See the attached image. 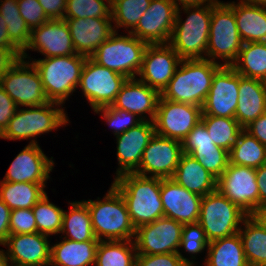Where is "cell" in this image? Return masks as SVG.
Listing matches in <instances>:
<instances>
[{"mask_svg":"<svg viewBox=\"0 0 266 266\" xmlns=\"http://www.w3.org/2000/svg\"><path fill=\"white\" fill-rule=\"evenodd\" d=\"M112 185L124 198L135 229L164 216L160 178L124 173L115 177Z\"/></svg>","mask_w":266,"mask_h":266,"instance_id":"6da1fadb","label":"cell"},{"mask_svg":"<svg viewBox=\"0 0 266 266\" xmlns=\"http://www.w3.org/2000/svg\"><path fill=\"white\" fill-rule=\"evenodd\" d=\"M218 1L213 0L204 5L184 6L177 9L168 44L182 60L206 59L212 9ZM181 8L188 15L184 21L180 17Z\"/></svg>","mask_w":266,"mask_h":266,"instance_id":"7a4b0ae2","label":"cell"},{"mask_svg":"<svg viewBox=\"0 0 266 266\" xmlns=\"http://www.w3.org/2000/svg\"><path fill=\"white\" fill-rule=\"evenodd\" d=\"M221 66L208 59L182 60L161 96L172 102L202 107L213 76Z\"/></svg>","mask_w":266,"mask_h":266,"instance_id":"3957f363","label":"cell"},{"mask_svg":"<svg viewBox=\"0 0 266 266\" xmlns=\"http://www.w3.org/2000/svg\"><path fill=\"white\" fill-rule=\"evenodd\" d=\"M91 215L92 228L99 241L134 240L133 226L126 202L113 186L101 200H83Z\"/></svg>","mask_w":266,"mask_h":266,"instance_id":"277c9868","label":"cell"},{"mask_svg":"<svg viewBox=\"0 0 266 266\" xmlns=\"http://www.w3.org/2000/svg\"><path fill=\"white\" fill-rule=\"evenodd\" d=\"M86 58L83 55L74 54L32 61L40 74L47 99L50 102L62 105L71 93L75 92Z\"/></svg>","mask_w":266,"mask_h":266,"instance_id":"5b68a950","label":"cell"},{"mask_svg":"<svg viewBox=\"0 0 266 266\" xmlns=\"http://www.w3.org/2000/svg\"><path fill=\"white\" fill-rule=\"evenodd\" d=\"M60 106L63 107L59 103L49 101L27 109L18 108L0 138L13 141L32 138L30 144H38L35 140L38 135L68 125L69 118L65 109Z\"/></svg>","mask_w":266,"mask_h":266,"instance_id":"8992f818","label":"cell"},{"mask_svg":"<svg viewBox=\"0 0 266 266\" xmlns=\"http://www.w3.org/2000/svg\"><path fill=\"white\" fill-rule=\"evenodd\" d=\"M243 41L238 32L233 2L218 1L212 9L206 59L231 66L238 58ZM221 58L225 63L217 62Z\"/></svg>","mask_w":266,"mask_h":266,"instance_id":"52a82bcc","label":"cell"},{"mask_svg":"<svg viewBox=\"0 0 266 266\" xmlns=\"http://www.w3.org/2000/svg\"><path fill=\"white\" fill-rule=\"evenodd\" d=\"M116 30L90 57L98 65L113 70L128 79L138 75L147 43L128 32L119 35Z\"/></svg>","mask_w":266,"mask_h":266,"instance_id":"ba28073f","label":"cell"},{"mask_svg":"<svg viewBox=\"0 0 266 266\" xmlns=\"http://www.w3.org/2000/svg\"><path fill=\"white\" fill-rule=\"evenodd\" d=\"M249 215L218 190L202 197L198 223L209 242L238 233Z\"/></svg>","mask_w":266,"mask_h":266,"instance_id":"9c48e42d","label":"cell"},{"mask_svg":"<svg viewBox=\"0 0 266 266\" xmlns=\"http://www.w3.org/2000/svg\"><path fill=\"white\" fill-rule=\"evenodd\" d=\"M19 58L2 76L0 86L16 103L17 107H32L49 102L40 74L34 64ZM31 62V63H30Z\"/></svg>","mask_w":266,"mask_h":266,"instance_id":"30bf717a","label":"cell"},{"mask_svg":"<svg viewBox=\"0 0 266 266\" xmlns=\"http://www.w3.org/2000/svg\"><path fill=\"white\" fill-rule=\"evenodd\" d=\"M217 190L248 215L259 213V189L255 168L228 164L217 179Z\"/></svg>","mask_w":266,"mask_h":266,"instance_id":"8fae6325","label":"cell"},{"mask_svg":"<svg viewBox=\"0 0 266 266\" xmlns=\"http://www.w3.org/2000/svg\"><path fill=\"white\" fill-rule=\"evenodd\" d=\"M128 78L86 58L79 81L80 90L93 110L112 105Z\"/></svg>","mask_w":266,"mask_h":266,"instance_id":"7c38bea8","label":"cell"},{"mask_svg":"<svg viewBox=\"0 0 266 266\" xmlns=\"http://www.w3.org/2000/svg\"><path fill=\"white\" fill-rule=\"evenodd\" d=\"M202 107L172 102L161 95L154 119L155 133L182 142L201 121Z\"/></svg>","mask_w":266,"mask_h":266,"instance_id":"4fadbf2b","label":"cell"},{"mask_svg":"<svg viewBox=\"0 0 266 266\" xmlns=\"http://www.w3.org/2000/svg\"><path fill=\"white\" fill-rule=\"evenodd\" d=\"M183 224L168 217H160L135 229L137 255L178 253Z\"/></svg>","mask_w":266,"mask_h":266,"instance_id":"5bb4252c","label":"cell"},{"mask_svg":"<svg viewBox=\"0 0 266 266\" xmlns=\"http://www.w3.org/2000/svg\"><path fill=\"white\" fill-rule=\"evenodd\" d=\"M182 154L180 141L155 133L143 151L140 166L133 173L144 177L172 178Z\"/></svg>","mask_w":266,"mask_h":266,"instance_id":"9a60e30c","label":"cell"},{"mask_svg":"<svg viewBox=\"0 0 266 266\" xmlns=\"http://www.w3.org/2000/svg\"><path fill=\"white\" fill-rule=\"evenodd\" d=\"M239 98V73L222 65L214 74L202 115L235 118Z\"/></svg>","mask_w":266,"mask_h":266,"instance_id":"2e32d148","label":"cell"},{"mask_svg":"<svg viewBox=\"0 0 266 266\" xmlns=\"http://www.w3.org/2000/svg\"><path fill=\"white\" fill-rule=\"evenodd\" d=\"M182 59L168 44H148L137 78L160 94L168 86Z\"/></svg>","mask_w":266,"mask_h":266,"instance_id":"e0dca14e","label":"cell"},{"mask_svg":"<svg viewBox=\"0 0 266 266\" xmlns=\"http://www.w3.org/2000/svg\"><path fill=\"white\" fill-rule=\"evenodd\" d=\"M177 9L170 0H151L148 10L130 33L147 44L169 43Z\"/></svg>","mask_w":266,"mask_h":266,"instance_id":"ac0fdd59","label":"cell"},{"mask_svg":"<svg viewBox=\"0 0 266 266\" xmlns=\"http://www.w3.org/2000/svg\"><path fill=\"white\" fill-rule=\"evenodd\" d=\"M27 49L42 53L44 58L76 54L68 24L64 19H51L33 28L29 44L21 54V58L25 60L30 58Z\"/></svg>","mask_w":266,"mask_h":266,"instance_id":"d6986e66","label":"cell"},{"mask_svg":"<svg viewBox=\"0 0 266 266\" xmlns=\"http://www.w3.org/2000/svg\"><path fill=\"white\" fill-rule=\"evenodd\" d=\"M184 154L195 158L218 179L229 164V152L213 143L205 124L200 121L181 142Z\"/></svg>","mask_w":266,"mask_h":266,"instance_id":"ffe728a7","label":"cell"},{"mask_svg":"<svg viewBox=\"0 0 266 266\" xmlns=\"http://www.w3.org/2000/svg\"><path fill=\"white\" fill-rule=\"evenodd\" d=\"M52 159L44 154L38 144L29 143L14 158L2 181L46 184L54 167Z\"/></svg>","mask_w":266,"mask_h":266,"instance_id":"44dd1931","label":"cell"},{"mask_svg":"<svg viewBox=\"0 0 266 266\" xmlns=\"http://www.w3.org/2000/svg\"><path fill=\"white\" fill-rule=\"evenodd\" d=\"M202 196L188 191L173 179H161V202L164 216L179 223H197Z\"/></svg>","mask_w":266,"mask_h":266,"instance_id":"7402d4cb","label":"cell"},{"mask_svg":"<svg viewBox=\"0 0 266 266\" xmlns=\"http://www.w3.org/2000/svg\"><path fill=\"white\" fill-rule=\"evenodd\" d=\"M47 235L39 232L9 235L3 246L15 266H49L51 245Z\"/></svg>","mask_w":266,"mask_h":266,"instance_id":"603a6c76","label":"cell"},{"mask_svg":"<svg viewBox=\"0 0 266 266\" xmlns=\"http://www.w3.org/2000/svg\"><path fill=\"white\" fill-rule=\"evenodd\" d=\"M154 134V122L147 120L116 136L119 168L115 177L133 173L140 166L143 151Z\"/></svg>","mask_w":266,"mask_h":266,"instance_id":"cb8c5ba5","label":"cell"},{"mask_svg":"<svg viewBox=\"0 0 266 266\" xmlns=\"http://www.w3.org/2000/svg\"><path fill=\"white\" fill-rule=\"evenodd\" d=\"M68 24L76 54L90 58L114 32L111 18L64 19Z\"/></svg>","mask_w":266,"mask_h":266,"instance_id":"d4e9b609","label":"cell"},{"mask_svg":"<svg viewBox=\"0 0 266 266\" xmlns=\"http://www.w3.org/2000/svg\"><path fill=\"white\" fill-rule=\"evenodd\" d=\"M160 93L137 78L127 79L111 106L136 114L143 121L153 122ZM148 114V118L147 115ZM143 115V116H142Z\"/></svg>","mask_w":266,"mask_h":266,"instance_id":"484cf974","label":"cell"},{"mask_svg":"<svg viewBox=\"0 0 266 266\" xmlns=\"http://www.w3.org/2000/svg\"><path fill=\"white\" fill-rule=\"evenodd\" d=\"M266 112V92L261 80L239 74V98L235 119L244 129Z\"/></svg>","mask_w":266,"mask_h":266,"instance_id":"4316f807","label":"cell"},{"mask_svg":"<svg viewBox=\"0 0 266 266\" xmlns=\"http://www.w3.org/2000/svg\"><path fill=\"white\" fill-rule=\"evenodd\" d=\"M171 179L202 197L217 190V179L189 154L181 155Z\"/></svg>","mask_w":266,"mask_h":266,"instance_id":"83f0119b","label":"cell"},{"mask_svg":"<svg viewBox=\"0 0 266 266\" xmlns=\"http://www.w3.org/2000/svg\"><path fill=\"white\" fill-rule=\"evenodd\" d=\"M233 12L243 43L266 42V8L240 0L233 1Z\"/></svg>","mask_w":266,"mask_h":266,"instance_id":"f1b7e54d","label":"cell"},{"mask_svg":"<svg viewBox=\"0 0 266 266\" xmlns=\"http://www.w3.org/2000/svg\"><path fill=\"white\" fill-rule=\"evenodd\" d=\"M99 241L76 242L63 238L51 246L49 266H90L95 265Z\"/></svg>","mask_w":266,"mask_h":266,"instance_id":"f546056e","label":"cell"},{"mask_svg":"<svg viewBox=\"0 0 266 266\" xmlns=\"http://www.w3.org/2000/svg\"><path fill=\"white\" fill-rule=\"evenodd\" d=\"M239 235L249 266H266V225L257 215H249L242 223Z\"/></svg>","mask_w":266,"mask_h":266,"instance_id":"4dcf8cb0","label":"cell"},{"mask_svg":"<svg viewBox=\"0 0 266 266\" xmlns=\"http://www.w3.org/2000/svg\"><path fill=\"white\" fill-rule=\"evenodd\" d=\"M205 266H249L239 233L209 242Z\"/></svg>","mask_w":266,"mask_h":266,"instance_id":"1f68e13d","label":"cell"},{"mask_svg":"<svg viewBox=\"0 0 266 266\" xmlns=\"http://www.w3.org/2000/svg\"><path fill=\"white\" fill-rule=\"evenodd\" d=\"M70 211L63 213L62 234L76 242L99 241L93 231L91 215L87 204L82 201L69 202Z\"/></svg>","mask_w":266,"mask_h":266,"instance_id":"d6a6232c","label":"cell"},{"mask_svg":"<svg viewBox=\"0 0 266 266\" xmlns=\"http://www.w3.org/2000/svg\"><path fill=\"white\" fill-rule=\"evenodd\" d=\"M45 184L0 181V199L11 209H29L46 194Z\"/></svg>","mask_w":266,"mask_h":266,"instance_id":"836d02e7","label":"cell"},{"mask_svg":"<svg viewBox=\"0 0 266 266\" xmlns=\"http://www.w3.org/2000/svg\"><path fill=\"white\" fill-rule=\"evenodd\" d=\"M231 66L243 77L266 80V42L243 43Z\"/></svg>","mask_w":266,"mask_h":266,"instance_id":"e575fe53","label":"cell"},{"mask_svg":"<svg viewBox=\"0 0 266 266\" xmlns=\"http://www.w3.org/2000/svg\"><path fill=\"white\" fill-rule=\"evenodd\" d=\"M134 240L99 241L95 266H135Z\"/></svg>","mask_w":266,"mask_h":266,"instance_id":"d590c367","label":"cell"},{"mask_svg":"<svg viewBox=\"0 0 266 266\" xmlns=\"http://www.w3.org/2000/svg\"><path fill=\"white\" fill-rule=\"evenodd\" d=\"M266 163V146L244 129L229 151V164L258 168Z\"/></svg>","mask_w":266,"mask_h":266,"instance_id":"8d00e7d4","label":"cell"},{"mask_svg":"<svg viewBox=\"0 0 266 266\" xmlns=\"http://www.w3.org/2000/svg\"><path fill=\"white\" fill-rule=\"evenodd\" d=\"M0 14L7 25L10 41L23 52L29 44L31 29L20 15L18 0H0Z\"/></svg>","mask_w":266,"mask_h":266,"instance_id":"74e56055","label":"cell"},{"mask_svg":"<svg viewBox=\"0 0 266 266\" xmlns=\"http://www.w3.org/2000/svg\"><path fill=\"white\" fill-rule=\"evenodd\" d=\"M201 121L205 124L213 143L228 152L243 130L235 118L202 115Z\"/></svg>","mask_w":266,"mask_h":266,"instance_id":"f35d334b","label":"cell"},{"mask_svg":"<svg viewBox=\"0 0 266 266\" xmlns=\"http://www.w3.org/2000/svg\"><path fill=\"white\" fill-rule=\"evenodd\" d=\"M150 2L151 0H111V19L115 22L114 30L124 27L126 31L131 32L148 10Z\"/></svg>","mask_w":266,"mask_h":266,"instance_id":"ab89813d","label":"cell"},{"mask_svg":"<svg viewBox=\"0 0 266 266\" xmlns=\"http://www.w3.org/2000/svg\"><path fill=\"white\" fill-rule=\"evenodd\" d=\"M37 232L47 235L60 234L64 210L51 203L45 194L32 208Z\"/></svg>","mask_w":266,"mask_h":266,"instance_id":"60d3db41","label":"cell"},{"mask_svg":"<svg viewBox=\"0 0 266 266\" xmlns=\"http://www.w3.org/2000/svg\"><path fill=\"white\" fill-rule=\"evenodd\" d=\"M67 0L63 19L111 18V0ZM107 3V4H105Z\"/></svg>","mask_w":266,"mask_h":266,"instance_id":"b9f144b4","label":"cell"},{"mask_svg":"<svg viewBox=\"0 0 266 266\" xmlns=\"http://www.w3.org/2000/svg\"><path fill=\"white\" fill-rule=\"evenodd\" d=\"M94 112L97 114L103 113V120H106L111 129L114 130L115 136L128 131L143 121L136 114L122 109H115L111 105L98 108Z\"/></svg>","mask_w":266,"mask_h":266,"instance_id":"7bdbcfd3","label":"cell"},{"mask_svg":"<svg viewBox=\"0 0 266 266\" xmlns=\"http://www.w3.org/2000/svg\"><path fill=\"white\" fill-rule=\"evenodd\" d=\"M209 241L201 225L197 223L184 224L180 242V248L191 254V259H196L194 255L201 253L208 248Z\"/></svg>","mask_w":266,"mask_h":266,"instance_id":"ee69618b","label":"cell"},{"mask_svg":"<svg viewBox=\"0 0 266 266\" xmlns=\"http://www.w3.org/2000/svg\"><path fill=\"white\" fill-rule=\"evenodd\" d=\"M194 261L183 257L181 252L157 255H137L135 266H194Z\"/></svg>","mask_w":266,"mask_h":266,"instance_id":"f6af8a7d","label":"cell"},{"mask_svg":"<svg viewBox=\"0 0 266 266\" xmlns=\"http://www.w3.org/2000/svg\"><path fill=\"white\" fill-rule=\"evenodd\" d=\"M35 232H37V224L32 208L11 210L9 235Z\"/></svg>","mask_w":266,"mask_h":266,"instance_id":"bcb514c9","label":"cell"},{"mask_svg":"<svg viewBox=\"0 0 266 266\" xmlns=\"http://www.w3.org/2000/svg\"><path fill=\"white\" fill-rule=\"evenodd\" d=\"M18 7L21 17L31 30L50 20L38 0H18Z\"/></svg>","mask_w":266,"mask_h":266,"instance_id":"7dc6e473","label":"cell"},{"mask_svg":"<svg viewBox=\"0 0 266 266\" xmlns=\"http://www.w3.org/2000/svg\"><path fill=\"white\" fill-rule=\"evenodd\" d=\"M17 109L16 103L0 86V135L8 127Z\"/></svg>","mask_w":266,"mask_h":266,"instance_id":"c3c4849f","label":"cell"},{"mask_svg":"<svg viewBox=\"0 0 266 266\" xmlns=\"http://www.w3.org/2000/svg\"><path fill=\"white\" fill-rule=\"evenodd\" d=\"M38 2L50 20L64 18L67 0H38Z\"/></svg>","mask_w":266,"mask_h":266,"instance_id":"681fc988","label":"cell"},{"mask_svg":"<svg viewBox=\"0 0 266 266\" xmlns=\"http://www.w3.org/2000/svg\"><path fill=\"white\" fill-rule=\"evenodd\" d=\"M244 130L266 146V112L246 126Z\"/></svg>","mask_w":266,"mask_h":266,"instance_id":"f907efd6","label":"cell"},{"mask_svg":"<svg viewBox=\"0 0 266 266\" xmlns=\"http://www.w3.org/2000/svg\"><path fill=\"white\" fill-rule=\"evenodd\" d=\"M11 209L0 199V245H4L9 236Z\"/></svg>","mask_w":266,"mask_h":266,"instance_id":"816d5d0a","label":"cell"},{"mask_svg":"<svg viewBox=\"0 0 266 266\" xmlns=\"http://www.w3.org/2000/svg\"><path fill=\"white\" fill-rule=\"evenodd\" d=\"M256 182L259 189V212L266 208V163L255 168Z\"/></svg>","mask_w":266,"mask_h":266,"instance_id":"f5cc1de1","label":"cell"},{"mask_svg":"<svg viewBox=\"0 0 266 266\" xmlns=\"http://www.w3.org/2000/svg\"><path fill=\"white\" fill-rule=\"evenodd\" d=\"M0 46L9 48L18 58H21L22 52L10 41L7 32V25L0 14Z\"/></svg>","mask_w":266,"mask_h":266,"instance_id":"db71d44e","label":"cell"},{"mask_svg":"<svg viewBox=\"0 0 266 266\" xmlns=\"http://www.w3.org/2000/svg\"><path fill=\"white\" fill-rule=\"evenodd\" d=\"M19 58L9 49L0 46V76H2Z\"/></svg>","mask_w":266,"mask_h":266,"instance_id":"11a10c76","label":"cell"},{"mask_svg":"<svg viewBox=\"0 0 266 266\" xmlns=\"http://www.w3.org/2000/svg\"><path fill=\"white\" fill-rule=\"evenodd\" d=\"M177 8L179 6H197L212 2L213 0H170ZM207 2V3H206ZM182 4V5H181Z\"/></svg>","mask_w":266,"mask_h":266,"instance_id":"9f6ffc18","label":"cell"},{"mask_svg":"<svg viewBox=\"0 0 266 266\" xmlns=\"http://www.w3.org/2000/svg\"><path fill=\"white\" fill-rule=\"evenodd\" d=\"M5 252V253H4ZM9 262V263H8ZM5 250H0V266H11ZM10 264V265H9Z\"/></svg>","mask_w":266,"mask_h":266,"instance_id":"6f0895ef","label":"cell"},{"mask_svg":"<svg viewBox=\"0 0 266 266\" xmlns=\"http://www.w3.org/2000/svg\"><path fill=\"white\" fill-rule=\"evenodd\" d=\"M257 216L261 219V221L266 225V208L261 210Z\"/></svg>","mask_w":266,"mask_h":266,"instance_id":"680465c9","label":"cell"},{"mask_svg":"<svg viewBox=\"0 0 266 266\" xmlns=\"http://www.w3.org/2000/svg\"><path fill=\"white\" fill-rule=\"evenodd\" d=\"M247 2L257 4L266 8V0H245Z\"/></svg>","mask_w":266,"mask_h":266,"instance_id":"91938a15","label":"cell"},{"mask_svg":"<svg viewBox=\"0 0 266 266\" xmlns=\"http://www.w3.org/2000/svg\"><path fill=\"white\" fill-rule=\"evenodd\" d=\"M263 83H264L265 92H266V80H264Z\"/></svg>","mask_w":266,"mask_h":266,"instance_id":"94428289","label":"cell"}]
</instances>
